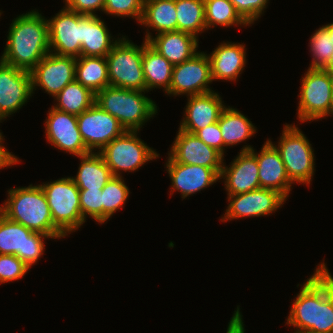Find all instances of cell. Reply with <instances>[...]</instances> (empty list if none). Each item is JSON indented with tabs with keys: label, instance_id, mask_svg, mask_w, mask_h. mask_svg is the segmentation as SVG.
Returning a JSON list of instances; mask_svg holds the SVG:
<instances>
[{
	"label": "cell",
	"instance_id": "obj_1",
	"mask_svg": "<svg viewBox=\"0 0 333 333\" xmlns=\"http://www.w3.org/2000/svg\"><path fill=\"white\" fill-rule=\"evenodd\" d=\"M300 290L286 324L297 329L294 333H333V277L325 263Z\"/></svg>",
	"mask_w": 333,
	"mask_h": 333
},
{
	"label": "cell",
	"instance_id": "obj_2",
	"mask_svg": "<svg viewBox=\"0 0 333 333\" xmlns=\"http://www.w3.org/2000/svg\"><path fill=\"white\" fill-rule=\"evenodd\" d=\"M0 60L31 71L49 52L48 21L37 10L12 20Z\"/></svg>",
	"mask_w": 333,
	"mask_h": 333
},
{
	"label": "cell",
	"instance_id": "obj_3",
	"mask_svg": "<svg viewBox=\"0 0 333 333\" xmlns=\"http://www.w3.org/2000/svg\"><path fill=\"white\" fill-rule=\"evenodd\" d=\"M7 192L8 198L0 206V212L9 220L33 232L48 235L51 239L65 237L53 223L51 210L40 184L12 188Z\"/></svg>",
	"mask_w": 333,
	"mask_h": 333
},
{
	"label": "cell",
	"instance_id": "obj_4",
	"mask_svg": "<svg viewBox=\"0 0 333 333\" xmlns=\"http://www.w3.org/2000/svg\"><path fill=\"white\" fill-rule=\"evenodd\" d=\"M145 91L107 86L95 94V103L114 116L127 131H139L157 112Z\"/></svg>",
	"mask_w": 333,
	"mask_h": 333
},
{
	"label": "cell",
	"instance_id": "obj_5",
	"mask_svg": "<svg viewBox=\"0 0 333 333\" xmlns=\"http://www.w3.org/2000/svg\"><path fill=\"white\" fill-rule=\"evenodd\" d=\"M40 186L46 195L53 223L65 236L78 230L86 222L81 214L79 188L72 177Z\"/></svg>",
	"mask_w": 333,
	"mask_h": 333
},
{
	"label": "cell",
	"instance_id": "obj_6",
	"mask_svg": "<svg viewBox=\"0 0 333 333\" xmlns=\"http://www.w3.org/2000/svg\"><path fill=\"white\" fill-rule=\"evenodd\" d=\"M143 44L122 37L106 55L110 86L146 91L142 68Z\"/></svg>",
	"mask_w": 333,
	"mask_h": 333
},
{
	"label": "cell",
	"instance_id": "obj_7",
	"mask_svg": "<svg viewBox=\"0 0 333 333\" xmlns=\"http://www.w3.org/2000/svg\"><path fill=\"white\" fill-rule=\"evenodd\" d=\"M273 144L279 151L288 178L309 186L314 175V150L303 132L296 125H285L282 136Z\"/></svg>",
	"mask_w": 333,
	"mask_h": 333
},
{
	"label": "cell",
	"instance_id": "obj_8",
	"mask_svg": "<svg viewBox=\"0 0 333 333\" xmlns=\"http://www.w3.org/2000/svg\"><path fill=\"white\" fill-rule=\"evenodd\" d=\"M139 131L125 130L120 136L98 151L115 177H122L120 171H136L146 162L157 159L159 154L144 143Z\"/></svg>",
	"mask_w": 333,
	"mask_h": 333
},
{
	"label": "cell",
	"instance_id": "obj_9",
	"mask_svg": "<svg viewBox=\"0 0 333 333\" xmlns=\"http://www.w3.org/2000/svg\"><path fill=\"white\" fill-rule=\"evenodd\" d=\"M301 81L297 109L299 121H315L330 116L333 74L324 69L308 68Z\"/></svg>",
	"mask_w": 333,
	"mask_h": 333
},
{
	"label": "cell",
	"instance_id": "obj_10",
	"mask_svg": "<svg viewBox=\"0 0 333 333\" xmlns=\"http://www.w3.org/2000/svg\"><path fill=\"white\" fill-rule=\"evenodd\" d=\"M46 238L51 237L33 232L0 212V254L15 255L30 268L43 255Z\"/></svg>",
	"mask_w": 333,
	"mask_h": 333
},
{
	"label": "cell",
	"instance_id": "obj_11",
	"mask_svg": "<svg viewBox=\"0 0 333 333\" xmlns=\"http://www.w3.org/2000/svg\"><path fill=\"white\" fill-rule=\"evenodd\" d=\"M212 81L210 59L204 52H198L185 62L173 66L167 94L193 96L207 93L213 91L208 86Z\"/></svg>",
	"mask_w": 333,
	"mask_h": 333
},
{
	"label": "cell",
	"instance_id": "obj_12",
	"mask_svg": "<svg viewBox=\"0 0 333 333\" xmlns=\"http://www.w3.org/2000/svg\"><path fill=\"white\" fill-rule=\"evenodd\" d=\"M50 52L60 56H81L82 14L63 8L48 19Z\"/></svg>",
	"mask_w": 333,
	"mask_h": 333
},
{
	"label": "cell",
	"instance_id": "obj_13",
	"mask_svg": "<svg viewBox=\"0 0 333 333\" xmlns=\"http://www.w3.org/2000/svg\"><path fill=\"white\" fill-rule=\"evenodd\" d=\"M77 122L85 146L90 152H95V149L100 151L125 131L114 116L96 103L77 115Z\"/></svg>",
	"mask_w": 333,
	"mask_h": 333
},
{
	"label": "cell",
	"instance_id": "obj_14",
	"mask_svg": "<svg viewBox=\"0 0 333 333\" xmlns=\"http://www.w3.org/2000/svg\"><path fill=\"white\" fill-rule=\"evenodd\" d=\"M229 205L222 222L245 217L270 215L284 204L286 198L278 191L259 188L250 192L228 195Z\"/></svg>",
	"mask_w": 333,
	"mask_h": 333
},
{
	"label": "cell",
	"instance_id": "obj_15",
	"mask_svg": "<svg viewBox=\"0 0 333 333\" xmlns=\"http://www.w3.org/2000/svg\"><path fill=\"white\" fill-rule=\"evenodd\" d=\"M33 93L30 71L0 60V122L25 105Z\"/></svg>",
	"mask_w": 333,
	"mask_h": 333
},
{
	"label": "cell",
	"instance_id": "obj_16",
	"mask_svg": "<svg viewBox=\"0 0 333 333\" xmlns=\"http://www.w3.org/2000/svg\"><path fill=\"white\" fill-rule=\"evenodd\" d=\"M76 58L49 52L31 71L32 91L39 86L55 97L75 80ZM37 86V87H36Z\"/></svg>",
	"mask_w": 333,
	"mask_h": 333
},
{
	"label": "cell",
	"instance_id": "obj_17",
	"mask_svg": "<svg viewBox=\"0 0 333 333\" xmlns=\"http://www.w3.org/2000/svg\"><path fill=\"white\" fill-rule=\"evenodd\" d=\"M48 113L45 135L49 144L76 157L90 153L80 134L77 115L66 113L53 106Z\"/></svg>",
	"mask_w": 333,
	"mask_h": 333
},
{
	"label": "cell",
	"instance_id": "obj_18",
	"mask_svg": "<svg viewBox=\"0 0 333 333\" xmlns=\"http://www.w3.org/2000/svg\"><path fill=\"white\" fill-rule=\"evenodd\" d=\"M222 168H206L200 165H187L175 162L170 156L166 171L171 178V193L179 191L183 199L193 195L220 180Z\"/></svg>",
	"mask_w": 333,
	"mask_h": 333
},
{
	"label": "cell",
	"instance_id": "obj_19",
	"mask_svg": "<svg viewBox=\"0 0 333 333\" xmlns=\"http://www.w3.org/2000/svg\"><path fill=\"white\" fill-rule=\"evenodd\" d=\"M253 147L246 145L231 162L230 167L223 163L220 179H224L227 195H236L260 188L258 163L250 151Z\"/></svg>",
	"mask_w": 333,
	"mask_h": 333
},
{
	"label": "cell",
	"instance_id": "obj_20",
	"mask_svg": "<svg viewBox=\"0 0 333 333\" xmlns=\"http://www.w3.org/2000/svg\"><path fill=\"white\" fill-rule=\"evenodd\" d=\"M168 155L175 162L206 168H222L224 163L219 151L206 145L196 134L180 129Z\"/></svg>",
	"mask_w": 333,
	"mask_h": 333
},
{
	"label": "cell",
	"instance_id": "obj_21",
	"mask_svg": "<svg viewBox=\"0 0 333 333\" xmlns=\"http://www.w3.org/2000/svg\"><path fill=\"white\" fill-rule=\"evenodd\" d=\"M184 118L179 129L195 134L198 130L218 122L226 107L218 93L210 91L188 96Z\"/></svg>",
	"mask_w": 333,
	"mask_h": 333
},
{
	"label": "cell",
	"instance_id": "obj_22",
	"mask_svg": "<svg viewBox=\"0 0 333 333\" xmlns=\"http://www.w3.org/2000/svg\"><path fill=\"white\" fill-rule=\"evenodd\" d=\"M257 158L260 188L278 191L286 199L293 184L287 176L279 151L267 140L260 153L250 150Z\"/></svg>",
	"mask_w": 333,
	"mask_h": 333
},
{
	"label": "cell",
	"instance_id": "obj_23",
	"mask_svg": "<svg viewBox=\"0 0 333 333\" xmlns=\"http://www.w3.org/2000/svg\"><path fill=\"white\" fill-rule=\"evenodd\" d=\"M146 32L145 41L172 65L192 58L197 52L199 40L196 36L182 31H170L155 35Z\"/></svg>",
	"mask_w": 333,
	"mask_h": 333
},
{
	"label": "cell",
	"instance_id": "obj_24",
	"mask_svg": "<svg viewBox=\"0 0 333 333\" xmlns=\"http://www.w3.org/2000/svg\"><path fill=\"white\" fill-rule=\"evenodd\" d=\"M208 57L213 81H236L246 64L245 46L240 43L223 42Z\"/></svg>",
	"mask_w": 333,
	"mask_h": 333
},
{
	"label": "cell",
	"instance_id": "obj_25",
	"mask_svg": "<svg viewBox=\"0 0 333 333\" xmlns=\"http://www.w3.org/2000/svg\"><path fill=\"white\" fill-rule=\"evenodd\" d=\"M109 33L100 17L82 14L81 56L106 57L119 41V39L114 40Z\"/></svg>",
	"mask_w": 333,
	"mask_h": 333
},
{
	"label": "cell",
	"instance_id": "obj_26",
	"mask_svg": "<svg viewBox=\"0 0 333 333\" xmlns=\"http://www.w3.org/2000/svg\"><path fill=\"white\" fill-rule=\"evenodd\" d=\"M173 66L165 57L152 48L147 41H143L142 68L146 83V92L153 88H164L169 91L172 80Z\"/></svg>",
	"mask_w": 333,
	"mask_h": 333
},
{
	"label": "cell",
	"instance_id": "obj_27",
	"mask_svg": "<svg viewBox=\"0 0 333 333\" xmlns=\"http://www.w3.org/2000/svg\"><path fill=\"white\" fill-rule=\"evenodd\" d=\"M81 160L76 177H72L79 189L102 190L105 184L113 177L102 155L90 152L78 156Z\"/></svg>",
	"mask_w": 333,
	"mask_h": 333
},
{
	"label": "cell",
	"instance_id": "obj_28",
	"mask_svg": "<svg viewBox=\"0 0 333 333\" xmlns=\"http://www.w3.org/2000/svg\"><path fill=\"white\" fill-rule=\"evenodd\" d=\"M176 0H144L140 25L157 34L177 30Z\"/></svg>",
	"mask_w": 333,
	"mask_h": 333
},
{
	"label": "cell",
	"instance_id": "obj_29",
	"mask_svg": "<svg viewBox=\"0 0 333 333\" xmlns=\"http://www.w3.org/2000/svg\"><path fill=\"white\" fill-rule=\"evenodd\" d=\"M75 80L94 94L110 86L106 57L80 56L76 58Z\"/></svg>",
	"mask_w": 333,
	"mask_h": 333
},
{
	"label": "cell",
	"instance_id": "obj_30",
	"mask_svg": "<svg viewBox=\"0 0 333 333\" xmlns=\"http://www.w3.org/2000/svg\"><path fill=\"white\" fill-rule=\"evenodd\" d=\"M225 147L237 145L252 137L256 128L252 122L235 108L225 107L218 120Z\"/></svg>",
	"mask_w": 333,
	"mask_h": 333
},
{
	"label": "cell",
	"instance_id": "obj_31",
	"mask_svg": "<svg viewBox=\"0 0 333 333\" xmlns=\"http://www.w3.org/2000/svg\"><path fill=\"white\" fill-rule=\"evenodd\" d=\"M58 102L54 108L79 115L95 103V94L78 81L67 84L55 97Z\"/></svg>",
	"mask_w": 333,
	"mask_h": 333
},
{
	"label": "cell",
	"instance_id": "obj_32",
	"mask_svg": "<svg viewBox=\"0 0 333 333\" xmlns=\"http://www.w3.org/2000/svg\"><path fill=\"white\" fill-rule=\"evenodd\" d=\"M177 30L190 33L198 38V33L206 29L204 0H176Z\"/></svg>",
	"mask_w": 333,
	"mask_h": 333
},
{
	"label": "cell",
	"instance_id": "obj_33",
	"mask_svg": "<svg viewBox=\"0 0 333 333\" xmlns=\"http://www.w3.org/2000/svg\"><path fill=\"white\" fill-rule=\"evenodd\" d=\"M206 29L215 25L229 27L234 25L249 26L237 13L229 0H204Z\"/></svg>",
	"mask_w": 333,
	"mask_h": 333
},
{
	"label": "cell",
	"instance_id": "obj_34",
	"mask_svg": "<svg viewBox=\"0 0 333 333\" xmlns=\"http://www.w3.org/2000/svg\"><path fill=\"white\" fill-rule=\"evenodd\" d=\"M128 197L129 188L123 177L113 176L102 188V223L123 207Z\"/></svg>",
	"mask_w": 333,
	"mask_h": 333
},
{
	"label": "cell",
	"instance_id": "obj_35",
	"mask_svg": "<svg viewBox=\"0 0 333 333\" xmlns=\"http://www.w3.org/2000/svg\"><path fill=\"white\" fill-rule=\"evenodd\" d=\"M310 52L313 60L311 69H324L333 54V42L328 31L322 26L310 38Z\"/></svg>",
	"mask_w": 333,
	"mask_h": 333
},
{
	"label": "cell",
	"instance_id": "obj_36",
	"mask_svg": "<svg viewBox=\"0 0 333 333\" xmlns=\"http://www.w3.org/2000/svg\"><path fill=\"white\" fill-rule=\"evenodd\" d=\"M144 0H105L103 12L120 17H132L140 22Z\"/></svg>",
	"mask_w": 333,
	"mask_h": 333
},
{
	"label": "cell",
	"instance_id": "obj_37",
	"mask_svg": "<svg viewBox=\"0 0 333 333\" xmlns=\"http://www.w3.org/2000/svg\"><path fill=\"white\" fill-rule=\"evenodd\" d=\"M79 201L82 218L86 221L89 215L102 224V190L79 189Z\"/></svg>",
	"mask_w": 333,
	"mask_h": 333
},
{
	"label": "cell",
	"instance_id": "obj_38",
	"mask_svg": "<svg viewBox=\"0 0 333 333\" xmlns=\"http://www.w3.org/2000/svg\"><path fill=\"white\" fill-rule=\"evenodd\" d=\"M29 269L17 256L0 254V284L23 278Z\"/></svg>",
	"mask_w": 333,
	"mask_h": 333
},
{
	"label": "cell",
	"instance_id": "obj_39",
	"mask_svg": "<svg viewBox=\"0 0 333 333\" xmlns=\"http://www.w3.org/2000/svg\"><path fill=\"white\" fill-rule=\"evenodd\" d=\"M237 13L248 24L254 23L263 14L269 0H229ZM263 11V12H262Z\"/></svg>",
	"mask_w": 333,
	"mask_h": 333
},
{
	"label": "cell",
	"instance_id": "obj_40",
	"mask_svg": "<svg viewBox=\"0 0 333 333\" xmlns=\"http://www.w3.org/2000/svg\"><path fill=\"white\" fill-rule=\"evenodd\" d=\"M195 134L206 145L216 149L224 156V142L218 122L198 130Z\"/></svg>",
	"mask_w": 333,
	"mask_h": 333
},
{
	"label": "cell",
	"instance_id": "obj_41",
	"mask_svg": "<svg viewBox=\"0 0 333 333\" xmlns=\"http://www.w3.org/2000/svg\"><path fill=\"white\" fill-rule=\"evenodd\" d=\"M65 8L83 14L96 15V10L103 12L105 0H65Z\"/></svg>",
	"mask_w": 333,
	"mask_h": 333
},
{
	"label": "cell",
	"instance_id": "obj_42",
	"mask_svg": "<svg viewBox=\"0 0 333 333\" xmlns=\"http://www.w3.org/2000/svg\"><path fill=\"white\" fill-rule=\"evenodd\" d=\"M4 136L2 134L0 135V169H4L5 167L8 168V166H12L13 164L16 165V163L19 162L20 159H18L14 154L9 152L5 146H3L2 142L5 140L3 139Z\"/></svg>",
	"mask_w": 333,
	"mask_h": 333
},
{
	"label": "cell",
	"instance_id": "obj_43",
	"mask_svg": "<svg viewBox=\"0 0 333 333\" xmlns=\"http://www.w3.org/2000/svg\"><path fill=\"white\" fill-rule=\"evenodd\" d=\"M242 314L240 308L237 306L229 324L226 333H245Z\"/></svg>",
	"mask_w": 333,
	"mask_h": 333
},
{
	"label": "cell",
	"instance_id": "obj_44",
	"mask_svg": "<svg viewBox=\"0 0 333 333\" xmlns=\"http://www.w3.org/2000/svg\"><path fill=\"white\" fill-rule=\"evenodd\" d=\"M323 27L328 31L330 37H332V42H333V23L324 25Z\"/></svg>",
	"mask_w": 333,
	"mask_h": 333
},
{
	"label": "cell",
	"instance_id": "obj_45",
	"mask_svg": "<svg viewBox=\"0 0 333 333\" xmlns=\"http://www.w3.org/2000/svg\"><path fill=\"white\" fill-rule=\"evenodd\" d=\"M324 70L330 71L333 74V54L328 65L324 68Z\"/></svg>",
	"mask_w": 333,
	"mask_h": 333
},
{
	"label": "cell",
	"instance_id": "obj_46",
	"mask_svg": "<svg viewBox=\"0 0 333 333\" xmlns=\"http://www.w3.org/2000/svg\"><path fill=\"white\" fill-rule=\"evenodd\" d=\"M330 114L333 115V86H332L331 101H330Z\"/></svg>",
	"mask_w": 333,
	"mask_h": 333
}]
</instances>
